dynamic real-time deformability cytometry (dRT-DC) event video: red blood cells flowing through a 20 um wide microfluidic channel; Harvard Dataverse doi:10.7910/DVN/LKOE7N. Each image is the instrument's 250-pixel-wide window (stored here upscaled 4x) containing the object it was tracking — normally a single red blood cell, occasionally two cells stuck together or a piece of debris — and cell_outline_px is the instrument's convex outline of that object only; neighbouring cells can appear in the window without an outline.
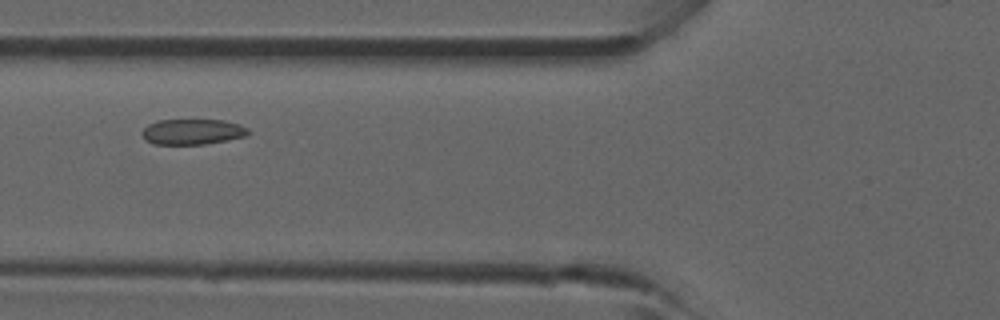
{"species": "common noctule bat (a hibernating species)", "species_latin": "Nyctalus noctula", "temperature_condition": "room temperature", "stored_images_in_passage": 4, "camera_frame_rate_fps": 3000, "um_per_image_px": 0.085, "animal": {"sex": "male", "forearm_length_mm": 52.5}, "frame": {"image": 1, "passage_image": 4, "time_ms": 3.333, "image_size_px": [1000, 320], "cell_outline_px": [[248, 132], [244, 136], [228, 140], [204, 144], [152, 144], [144, 140], [140, 132], [148, 124], [160, 120], [224, 120], [240, 124], [248, 128]], "centroid_in_image_um": [16.32, 11.2], "position_along_channel_um": 109.5, "area_um2": 15.84}}